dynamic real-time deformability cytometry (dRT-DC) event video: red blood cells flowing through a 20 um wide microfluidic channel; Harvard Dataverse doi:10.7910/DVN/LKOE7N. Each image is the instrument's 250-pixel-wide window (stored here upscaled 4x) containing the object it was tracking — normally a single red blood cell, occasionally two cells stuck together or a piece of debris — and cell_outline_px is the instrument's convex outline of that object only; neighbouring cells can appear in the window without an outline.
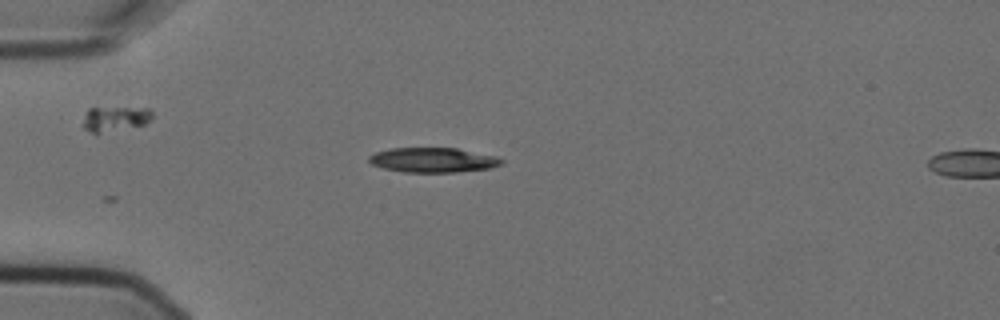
{"species": "Egyptian fruit bat (a non-hibernating species)", "species_latin": "Rousettus aegyptiacus", "temperature_condition": "cold", "stored_images_in_passage": 2, "segment_of_instrument_passage": [1, 2], "camera_frame_rate_fps": 3000, "um_per_image_px": 0.085, "animal": {"sex": "female"}, "frame": {"image": 1, "passage_image": 1, "time_ms": 0.0, "image_size_px": [1000, 320], "cell_outline_px": [[504, 164], [492, 168], [456, 172], [404, 172], [384, 168], [372, 164], [368, 160], [368, 156], [376, 152], [388, 148], [456, 148], [496, 156], [504, 160]], "centroid_in_image_um": [36.83, 13.6], "position_along_channel_um": 48.2, "area_um2": 19.19}}